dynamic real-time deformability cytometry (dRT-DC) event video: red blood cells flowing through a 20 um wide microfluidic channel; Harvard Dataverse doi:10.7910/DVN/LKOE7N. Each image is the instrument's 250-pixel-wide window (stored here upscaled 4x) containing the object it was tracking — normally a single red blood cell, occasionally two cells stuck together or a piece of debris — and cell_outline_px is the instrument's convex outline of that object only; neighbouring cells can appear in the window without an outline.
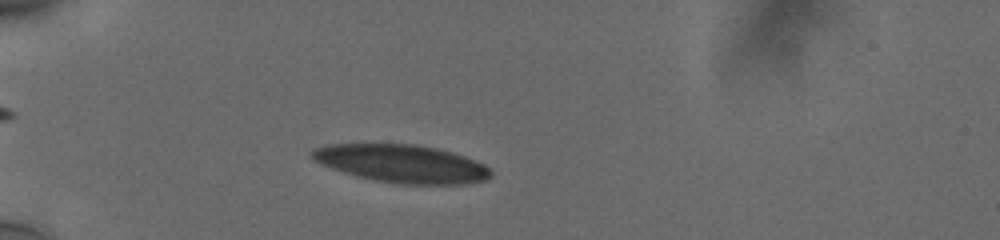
{"species": "human", "species_latin": "Homo sapiens", "temperature_condition": "cold", "stored_images_in_passage": 12, "camera_frame_rate_fps": 3000, "um_per_image_px": 0.085, "donor": {"sex": "male"}, "frame": {"image": 1, "passage_image": 6, "time_ms": 1.667, "image_size_px": [1000, 240], "cell_outline_px": [[492, 176], [484, 180], [464, 184], [396, 184], [356, 176], [320, 164], [308, 152], [312, 148], [328, 144], [416, 144], [436, 148], [452, 152], [476, 160], [484, 164], [492, 172]], "centroid_in_image_um": [34.14, 13.9], "position_along_channel_um": 50.9, "area_um2": 39.59}}